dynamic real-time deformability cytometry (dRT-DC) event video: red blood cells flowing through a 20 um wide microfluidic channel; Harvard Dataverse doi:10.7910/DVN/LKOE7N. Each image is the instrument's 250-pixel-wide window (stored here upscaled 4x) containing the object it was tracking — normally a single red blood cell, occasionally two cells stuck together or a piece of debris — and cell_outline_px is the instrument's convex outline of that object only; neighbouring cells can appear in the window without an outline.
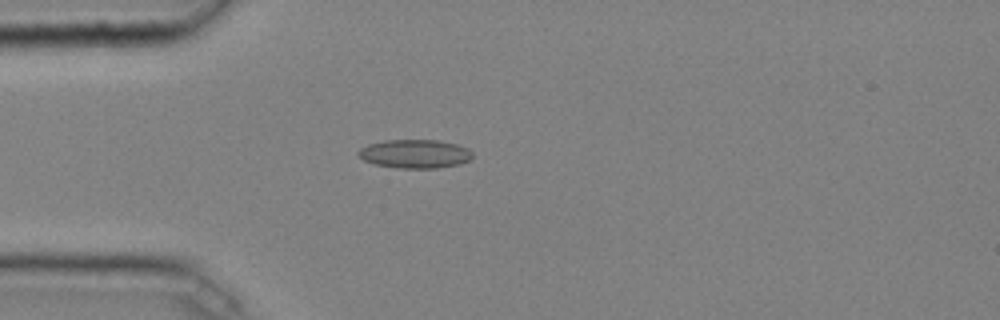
{"species": "common noctule bat (a hibernating species)", "species_latin": "Nyctalus noctula", "temperature_condition": "cold", "stored_images_in_passage": 35, "camera_frame_rate_fps": 3000, "um_per_image_px": 0.085, "animal": {"sex": "male", "body_mass_g": 20.4}, "frame": {"image": 1, "passage_image": 1, "time_ms": 0.0, "image_size_px": [1000, 320], "cell_outline_px": [[472, 156], [468, 160], [460, 164], [436, 168], [400, 168], [376, 164], [364, 160], [356, 152], [360, 148], [368, 144], [384, 140], [436, 140], [456, 144], [468, 148], [472, 152]], "centroid_in_image_um": [35.26, 13.07], "position_along_channel_um": 49.7, "area_um2": 18.96}}
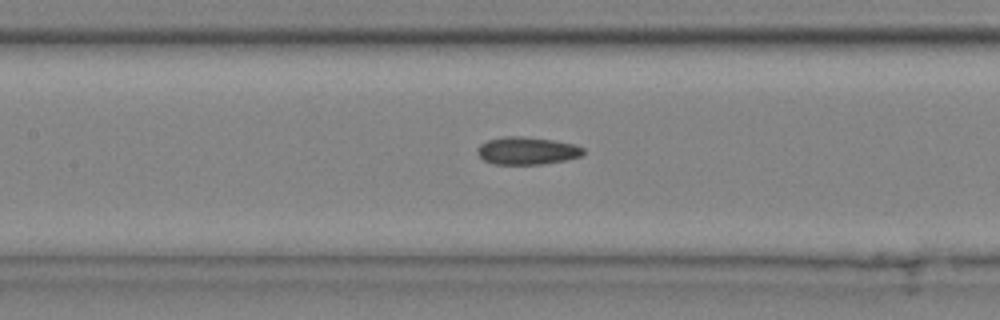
{"frame": {"image": 2, "passage_image": 10, "time_ms": 3.0, "image_size_px": [1000, 320], "cell_outline_px": [[584, 152], [580, 156], [564, 160], [540, 164], [492, 164], [484, 160], [476, 152], [476, 148], [480, 144], [488, 140], [504, 136], [520, 136], [552, 140], [572, 144], [584, 148]], "centroid_in_image_um": [44.74, 12.81], "position_along_channel_um": 162.7, "area_um2": 16.88}}
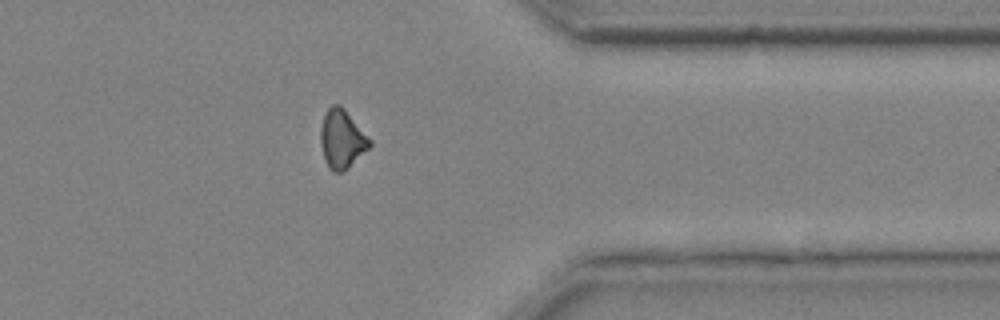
{"frame": {"image": 3, "passage_image": 27, "time_ms": 8.667, "image_size_px": [1000, 320], "cell_outline_px": [[372, 144], [348, 168], [340, 172], [332, 172], [328, 168], [324, 160], [320, 140], [320, 128], [324, 116], [328, 108], [332, 104], [340, 104], [344, 108], [372, 140]], "centroid_in_image_um": [29.05, 11.82], "position_along_channel_um": 382.3, "area_um2": 16.82}, "authors_computed_cell_mechanics": {"area_um2": 16.5308, "velocity_mm_per_s": 4.0774, "shape_relaxation_time_tau1_ms": 5.3654, "shape_relaxation_time_tau2_ms": 3.6776, "deformation_change_tau1": 0.1, "deformation_change_tau2": 0.1201}}